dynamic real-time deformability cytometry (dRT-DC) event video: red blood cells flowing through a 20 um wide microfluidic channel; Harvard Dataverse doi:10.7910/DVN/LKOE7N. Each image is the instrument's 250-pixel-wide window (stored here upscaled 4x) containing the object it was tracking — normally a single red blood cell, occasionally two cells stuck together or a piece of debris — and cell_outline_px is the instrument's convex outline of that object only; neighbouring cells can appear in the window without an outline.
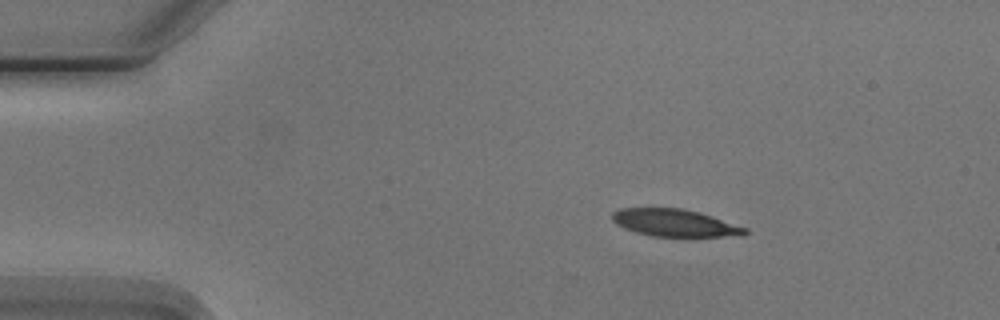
{"species": "Egyptian fruit bat (a non-hibernating species)", "species_latin": "Rousettus aegyptiacus", "temperature_condition": "cold", "stored_images_in_passage": 4, "camera_frame_rate_fps": 3000, "um_per_image_px": 0.085, "animal": {"sex": "male"}, "frame": {"image": 1, "passage_image": 2, "time_ms": 1.333, "image_size_px": [1000, 320], "cell_outline_px": [[748, 232], [744, 236], [652, 236], [636, 232], [624, 228], [616, 224], [612, 220], [612, 212], [620, 208], [680, 208], [700, 212], [748, 228]], "centroid_in_image_um": [57.36, 18.94], "position_along_channel_um": 27.6, "area_um2": 21.15}}